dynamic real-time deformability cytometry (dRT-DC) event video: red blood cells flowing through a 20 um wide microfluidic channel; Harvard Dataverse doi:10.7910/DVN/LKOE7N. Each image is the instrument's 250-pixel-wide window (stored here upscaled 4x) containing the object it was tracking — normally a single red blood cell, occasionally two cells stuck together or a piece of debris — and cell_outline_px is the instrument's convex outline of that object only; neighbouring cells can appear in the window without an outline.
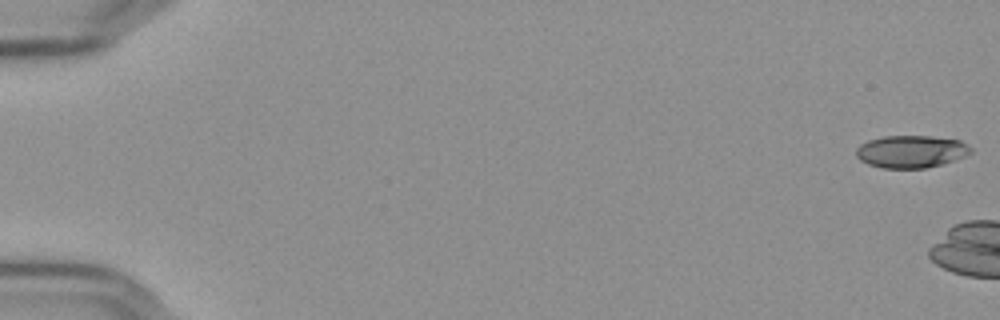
{"species": "Egyptian fruit bat (a non-hibernating species)", "species_latin": "Rousettus aegyptiacus", "temperature_condition": "cold", "stored_images_in_passage": 5, "camera_frame_rate_fps": 3000, "um_per_image_px": 0.085, "frame": {"image": 1, "passage_image": 1, "time_ms": 0.0, "image_size_px": [1000, 320], "cell_outline_px": [[972, 152], [964, 156], [940, 164], [924, 168], [880, 168], [868, 164], [860, 160], [856, 156], [856, 148], [860, 144], [868, 140], [884, 136], [928, 136], [960, 140], [972, 148]], "centroid_in_image_um": [77.4, 12.88], "position_along_channel_um": 7.6, "area_um2": 21.56}}